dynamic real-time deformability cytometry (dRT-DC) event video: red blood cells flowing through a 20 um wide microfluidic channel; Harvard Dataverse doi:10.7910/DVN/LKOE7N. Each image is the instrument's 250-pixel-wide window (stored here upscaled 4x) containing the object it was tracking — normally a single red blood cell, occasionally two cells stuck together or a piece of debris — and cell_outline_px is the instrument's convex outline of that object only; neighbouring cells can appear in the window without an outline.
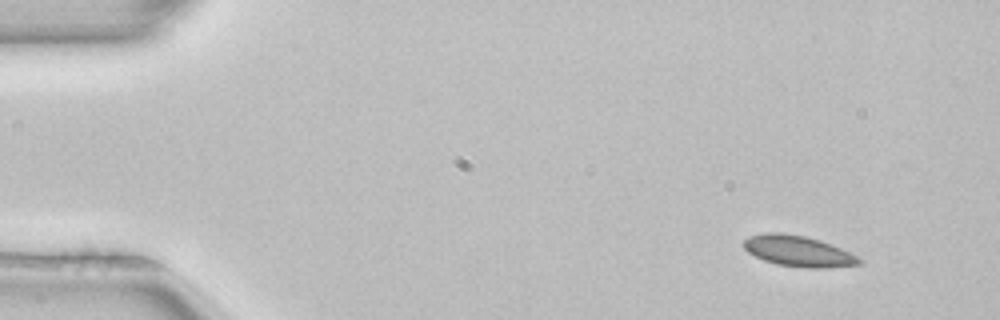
{"species": "common noctule bat (a hibernating species)", "species_latin": "Nyctalus noctula", "temperature_condition": "room temperature", "stored_images_in_passage": 5, "camera_frame_rate_fps": 3000, "um_per_image_px": 0.085, "animal": {"sex": "female", "body_mass_g": 22.7, "forearm_length_mm": 54.2}, "frame": {"image": 1, "passage_image": 1, "time_ms": 0.0, "image_size_px": [1000, 320], "cell_outline_px": [[864, 260], [860, 264], [824, 268], [804, 268], [776, 264], [764, 260], [748, 252], [744, 248], [744, 240], [748, 236], [764, 232], [780, 232], [804, 236], [820, 240], [840, 248]], "centroid_in_image_um": [67.83, 21.34], "position_along_channel_um": 17.2, "area_um2": 20.69}}